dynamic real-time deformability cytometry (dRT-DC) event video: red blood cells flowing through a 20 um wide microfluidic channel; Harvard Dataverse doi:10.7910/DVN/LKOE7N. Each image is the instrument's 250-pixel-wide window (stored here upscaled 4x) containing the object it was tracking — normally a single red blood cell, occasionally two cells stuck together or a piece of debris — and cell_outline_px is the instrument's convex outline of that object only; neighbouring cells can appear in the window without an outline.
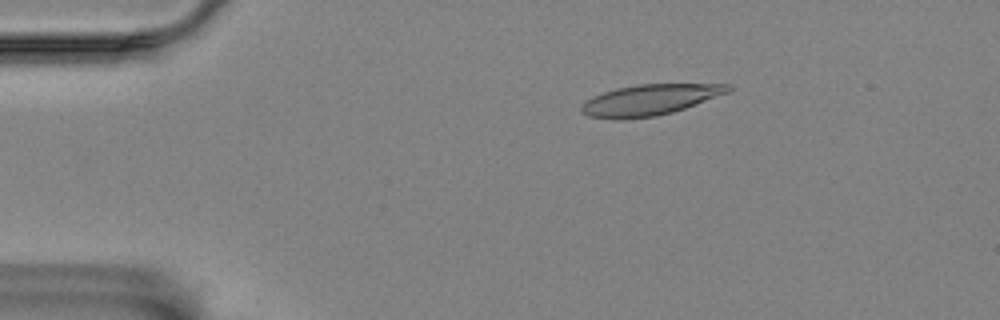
{"species": "Egyptian fruit bat (a non-hibernating species)", "species_latin": "Rousettus aegyptiacus", "temperature_condition": "room temperature", "stored_images_in_passage": 6, "camera_frame_rate_fps": 3000, "um_per_image_px": 0.085, "animal": {"sex": "female"}, "frame": {"image": 1, "passage_image": 2, "time_ms": 1.0, "image_size_px": [1000, 320], "cell_outline_px": [[732, 88], [728, 92], [684, 108], [672, 112], [656, 116], [588, 116], [580, 112], [580, 104], [604, 92], [616, 88], [636, 84], [732, 84]], "centroid_in_image_um": [55.28, 8.43], "position_along_channel_um": 29.7, "area_um2": 25.2}}
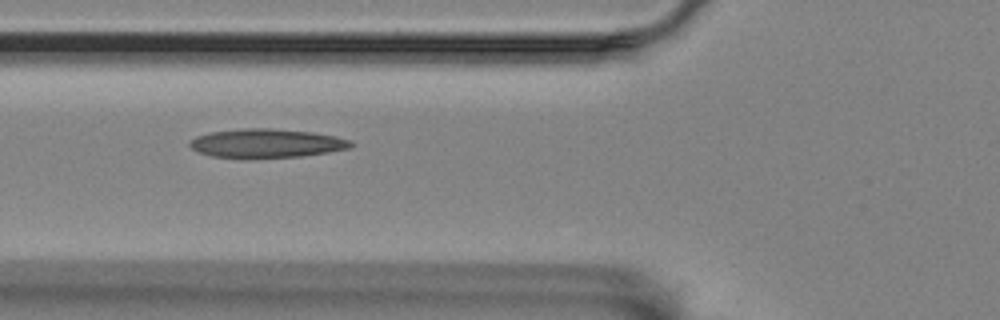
{"frame": {"image": 2, "passage_image": 5, "time_ms": 4.667, "image_size_px": [1000, 320], "cell_outline_px": [[352, 144], [348, 148], [328, 152], [300, 156], [240, 160], [212, 156], [200, 152], [192, 148], [188, 144], [196, 136], [208, 132], [244, 128], [272, 128], [312, 132], [336, 136], [352, 140]], "centroid_in_image_um": [22.61, 12.19], "position_along_channel_um": 103.2, "area_um2": 27.57}}
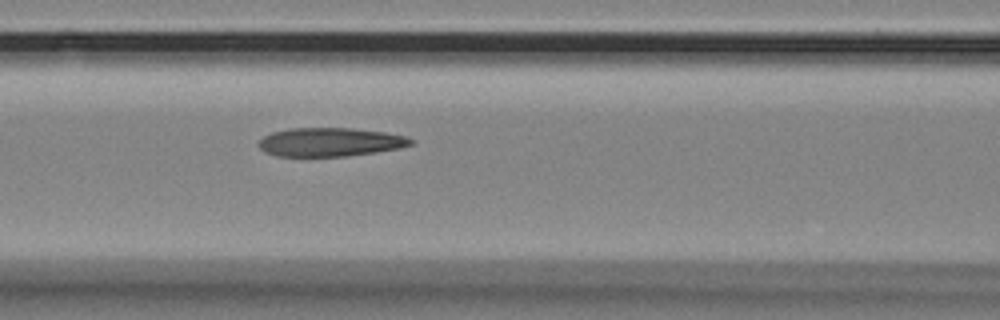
{"frame": {"image": 3, "passage_image": 6, "time_ms": 5.667, "image_size_px": [1000, 320], "cell_outline_px": [[416, 140], [412, 144], [400, 148], [376, 152], [344, 156], [276, 156], [260, 148], [260, 140], [264, 136], [272, 132], [288, 128], [352, 128], [384, 132], [404, 136]], "centroid_in_image_um": [28.09, 12.07], "position_along_channel_um": 138.5, "area_um2": 25.26}}